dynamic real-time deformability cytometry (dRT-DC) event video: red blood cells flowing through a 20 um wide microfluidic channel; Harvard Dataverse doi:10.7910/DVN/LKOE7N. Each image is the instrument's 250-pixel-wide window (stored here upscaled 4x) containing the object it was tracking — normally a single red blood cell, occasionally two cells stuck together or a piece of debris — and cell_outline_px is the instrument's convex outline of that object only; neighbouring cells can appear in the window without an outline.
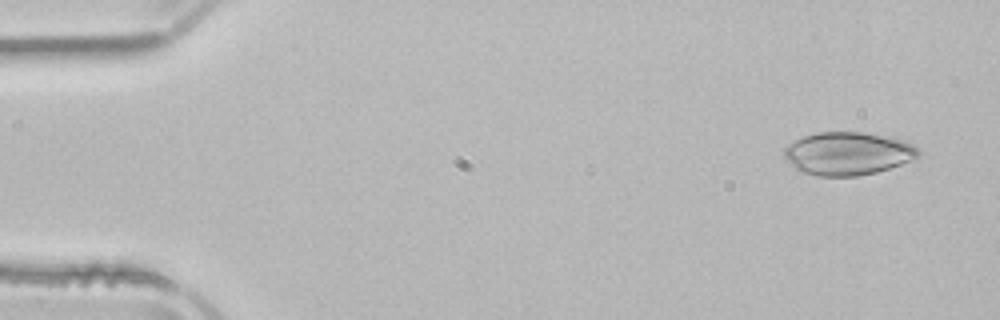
{"species": "common noctule bat (a hibernating species)", "species_latin": "Nyctalus noctula", "temperature_condition": "room temperature", "stored_images_in_passage": 15, "camera_frame_rate_fps": 3000, "um_per_image_px": 0.085, "animal": {"sex": "male", "body_mass_g": 21.5, "forearm_length_mm": 52.0}, "frame": {"image": 1, "passage_image": 3, "time_ms": 0.667, "image_size_px": [1000, 320], "cell_outline_px": [[920, 156], [900, 164], [876, 172], [856, 176], [816, 176], [800, 172], [784, 156], [784, 148], [788, 144], [804, 136], [816, 132], [864, 132], [904, 140], [920, 148]], "centroid_in_image_um": [72.07, 13.04], "position_along_channel_um": 12.9, "area_um2": 33.58}}
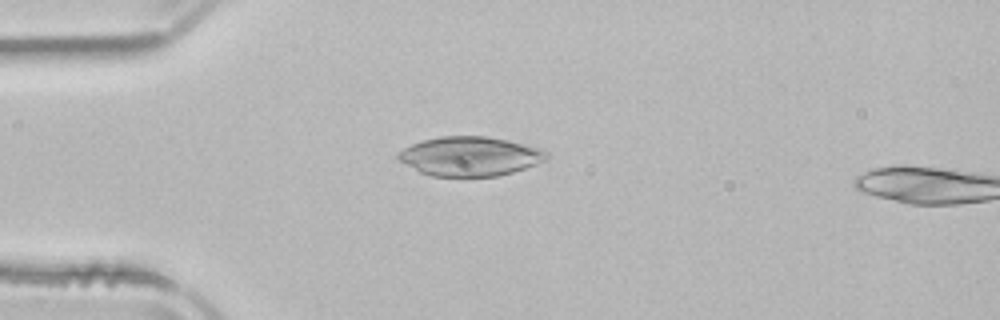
{"frame": {"image": 2, "passage_image": 13, "time_ms": 4.0, "image_size_px": [1000, 320], "cell_outline_px": [[548, 156], [544, 160], [536, 164], [512, 172], [496, 176], [432, 176], [420, 172], [400, 160], [396, 156], [396, 152], [412, 144], [424, 140], [440, 136], [484, 136], [508, 140], [540, 148], [548, 152]], "centroid_in_image_um": [39.94, 13.28], "position_along_channel_um": 45.1, "area_um2": 33.7}}